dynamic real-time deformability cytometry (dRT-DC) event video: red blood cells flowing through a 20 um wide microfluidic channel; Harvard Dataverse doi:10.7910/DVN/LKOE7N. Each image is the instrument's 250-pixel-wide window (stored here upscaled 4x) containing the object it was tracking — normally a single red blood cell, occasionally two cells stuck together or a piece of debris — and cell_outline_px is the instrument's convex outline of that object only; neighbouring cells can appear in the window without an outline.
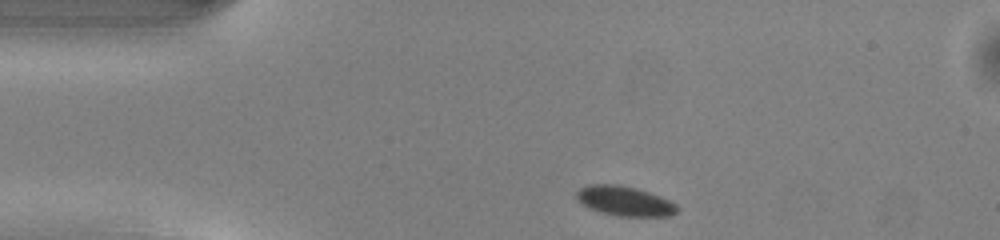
{"species": "common noctule bat (a hibernating species)", "species_latin": "Nyctalus noctula", "temperature_condition": "warm", "stored_images_in_passage": 42, "camera_frame_rate_fps": 3000, "um_per_image_px": 0.085, "animal": {"sex": "male", "body_mass_g": 13.0, "forearm_length_mm": 53.1}, "frame": {"image": 1, "passage_image": 1, "time_ms": 0.0, "image_size_px": [1000, 240], "cell_outline_px": [[680, 208], [676, 212], [668, 216], [620, 216], [600, 212], [588, 208], [576, 196], [576, 192], [580, 188], [588, 184], [620, 184], [636, 188], [660, 196], [676, 204]], "centroid_in_image_um": [53.1, 17.08], "position_along_channel_um": 31.9, "area_um2": 17.34}}
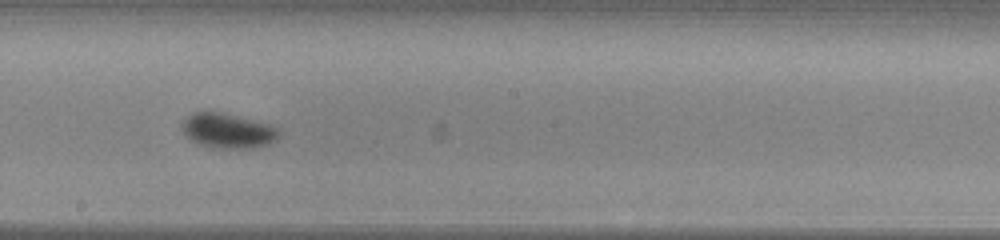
{"frame": {"image": 2, "passage_image": 19, "time_ms": 6.0, "image_size_px": [1000, 240], "cell_outline_px": [[280, 136], [276, 140], [268, 144], [252, 148], [208, 148], [192, 140], [184, 132], [180, 124], [192, 112], [204, 108], [224, 112], [268, 124], [280, 128]], "centroid_in_image_um": [19.34, 11.07], "position_along_channel_um": 228.9, "area_um2": 20.23}}
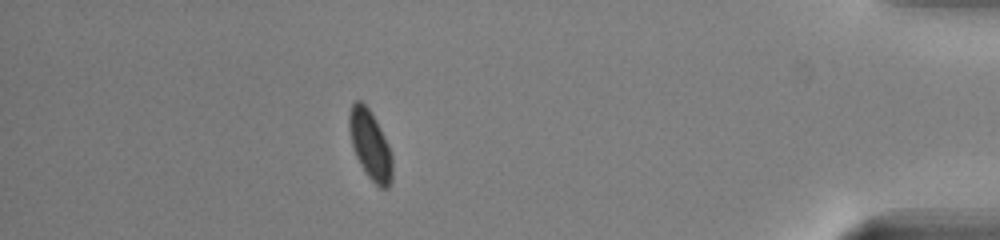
{"frame": {"image": 3, "passage_image": 36, "time_ms": 11.667, "image_size_px": [1000, 240], "cell_outline_px": [[392, 180], [388, 188], [380, 188], [364, 172], [356, 156], [352, 144], [348, 128], [348, 116], [352, 104], [356, 100], [360, 100], [368, 108], [376, 120], [388, 144], [392, 156]], "centroid_in_image_um": [31.46, 12.32], "position_along_channel_um": 403.7, "area_um2": 17.34}, "authors_computed_cell_mechanics": {"area_um2": 17.9469, "velocity_mm_per_s": 4.0085, "shape_relaxation_time_tau1_ms": 2.2981, "shape_relaxation_time_tau2_ms": null, "deformation_change_tau1": 0.075, "deformation_change_tau2": null}}